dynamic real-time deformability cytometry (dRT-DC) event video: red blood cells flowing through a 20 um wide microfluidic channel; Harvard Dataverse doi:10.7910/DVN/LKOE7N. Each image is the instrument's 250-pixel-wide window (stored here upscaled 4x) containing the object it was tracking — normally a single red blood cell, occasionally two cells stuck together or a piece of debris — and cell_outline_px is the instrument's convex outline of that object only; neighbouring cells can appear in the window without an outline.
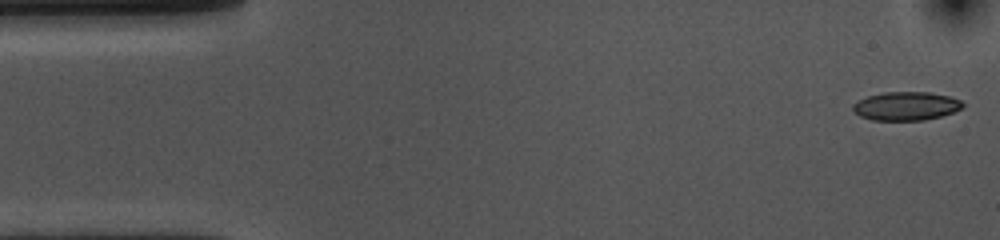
{"species": "common noctule bat (a hibernating species)", "species_latin": "Nyctalus noctula", "temperature_condition": "cold", "stored_images_in_passage": 53, "camera_frame_rate_fps": 3000, "um_per_image_px": 0.085, "animal": {"sex": "female", "body_mass_g": 10.0, "forearm_length_mm": 53.1}, "frame": {"image": 1, "passage_image": 1, "time_ms": 0.0, "image_size_px": [1000, 240], "cell_outline_px": [[964, 104], [960, 108], [952, 112], [940, 116], [924, 120], [872, 120], [860, 116], [852, 108], [852, 104], [868, 96], [884, 92], [928, 92], [948, 96], [960, 100]], "centroid_in_image_um": [76.99, 9.01], "position_along_channel_um": 8.0, "area_um2": 18.03}}
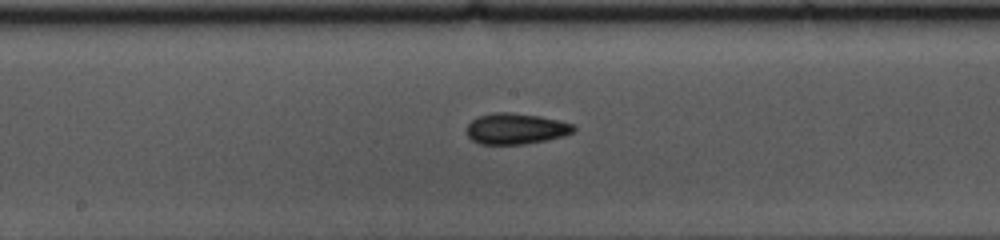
{"frame": {"image": 2, "passage_image": 26, "time_ms": 8.333, "image_size_px": [1000, 240], "cell_outline_px": [[576, 128], [572, 132], [564, 136], [524, 144], [480, 144], [472, 140], [468, 136], [468, 124], [472, 120], [480, 116], [492, 112], [512, 112], [540, 116], [572, 124]], "centroid_in_image_um": [43.83, 10.93], "position_along_channel_um": 204.4, "area_um2": 19.07}}
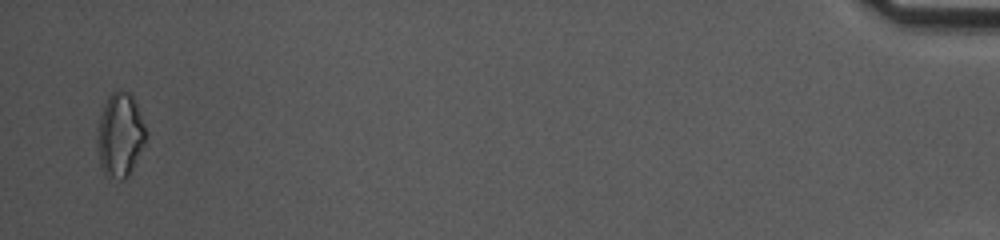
{"frame": {"image": 3, "passage_image": 52, "time_ms": 17.0, "image_size_px": [1000, 240], "cell_outline_px": [[144, 144], [128, 176], [124, 180], [120, 180], [104, 176], [100, 168], [96, 140], [96, 136], [100, 116], [104, 104], [108, 96], [112, 92], [120, 88], [124, 88], [132, 96], [140, 112], [144, 124]], "centroid_in_image_um": [10.16, 11.48], "position_along_channel_um": 425.0, "area_um2": 23.93}, "authors_computed_cell_mechanics": {"area_um2": 18.9584, "velocity_mm_per_s": 3.6368, "shape_relaxation_time_tau1_ms": 5.3562, "shape_relaxation_time_tau2_ms": 5.0797, "deformation_change_tau1": 0.1315, "deformation_change_tau2": 0.1147}}